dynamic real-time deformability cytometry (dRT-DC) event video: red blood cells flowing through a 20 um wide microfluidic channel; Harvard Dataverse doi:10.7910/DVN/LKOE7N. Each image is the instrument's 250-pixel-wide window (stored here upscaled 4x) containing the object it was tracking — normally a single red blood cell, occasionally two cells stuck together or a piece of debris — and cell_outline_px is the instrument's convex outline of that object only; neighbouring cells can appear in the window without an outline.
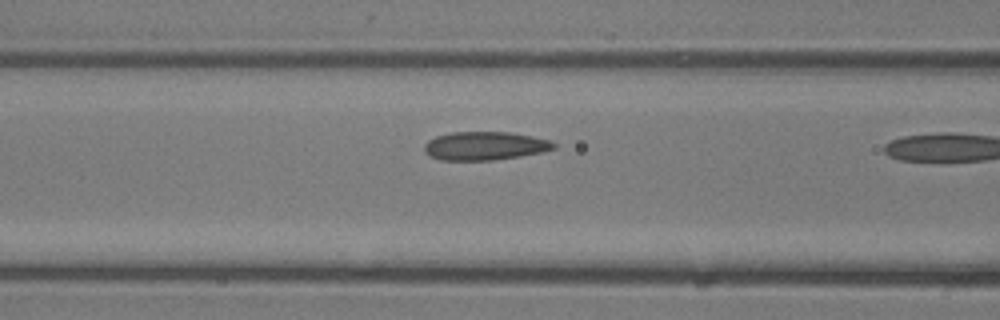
{"species": "common noctule bat (a hibernating species)", "species_latin": "Nyctalus noctula", "temperature_condition": "room temperature", "stored_images_in_passage": 11, "camera_frame_rate_fps": 3000, "um_per_image_px": 0.085, "animal": {"sex": "male", "body_mass_g": 13.3}, "frame": {"image": 1, "passage_image": 10, "time_ms": 3.0, "image_size_px": [1000, 320], "cell_outline_px": [[556, 148], [540, 152], [520, 156], [492, 160], [440, 160], [424, 152], [424, 144], [428, 140], [436, 136], [452, 132], [508, 132], [532, 136], [548, 140], [556, 144]], "centroid_in_image_um": [41.19, 12.4], "position_along_channel_um": 125.4, "area_um2": 21.33}}